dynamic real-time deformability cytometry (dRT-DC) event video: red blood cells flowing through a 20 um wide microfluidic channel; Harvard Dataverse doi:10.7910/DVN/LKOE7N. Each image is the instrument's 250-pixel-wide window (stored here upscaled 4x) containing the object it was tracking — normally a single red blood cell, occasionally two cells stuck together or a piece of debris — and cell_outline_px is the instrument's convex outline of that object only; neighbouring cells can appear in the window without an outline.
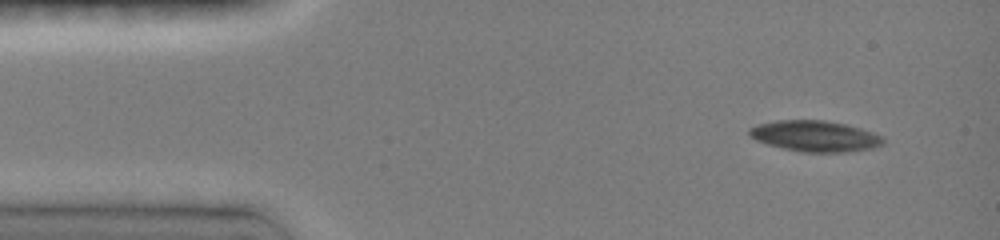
{"species": "common noctule bat (a hibernating species)", "species_latin": "Nyctalus noctula", "temperature_condition": "room temperature", "stored_images_in_passage": 10, "camera_frame_rate_fps": 3000, "um_per_image_px": 0.085, "animal": {"sex": "female", "body_mass_g": 19.0, "forearm_length_mm": 51.5}, "frame": {"image": 1, "passage_image": 1, "time_ms": 0.0, "image_size_px": [1000, 240], "cell_outline_px": [[884, 140], [880, 144], [872, 148], [844, 152], [804, 152], [784, 148], [768, 144], [756, 140], [748, 132], [748, 128], [760, 124], [780, 120], [824, 120], [844, 124], [860, 128], [872, 132], [880, 136]], "centroid_in_image_um": [69.26, 11.56], "position_along_channel_um": 15.7, "area_um2": 23.64}}
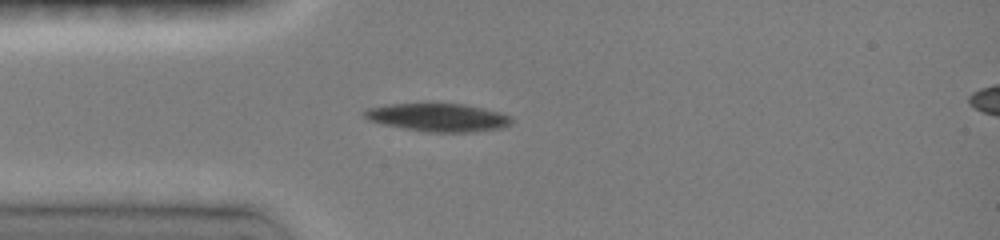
{"frame": {"image": 2, "passage_image": 5, "time_ms": 2.667, "image_size_px": [1000, 240], "cell_outline_px": [[512, 124], [500, 128], [472, 132], [428, 132], [404, 128], [384, 124], [368, 120], [360, 112], [368, 108], [388, 104], [464, 104], [500, 112], [512, 116]], "centroid_in_image_um": [37.24, 9.98], "position_along_channel_um": 47.8, "area_um2": 23.99}}
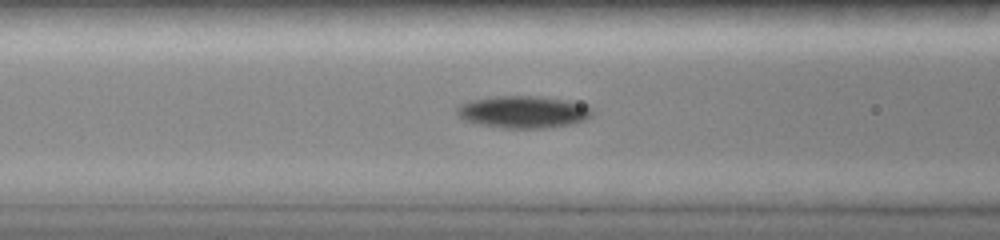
{"frame": {"image": 3, "passage_image": 9, "time_ms": 4.667, "image_size_px": [1000, 240], "cell_outline_px": [[592, 116], [584, 120], [572, 124], [544, 128], [500, 128], [480, 124], [464, 120], [456, 112], [456, 108], [460, 104], [472, 100], [492, 96], [536, 96], [568, 100], [588, 104], [592, 108]], "centroid_in_image_um": [44.51, 9.51], "position_along_channel_um": 122.1, "area_um2": 25.55}}